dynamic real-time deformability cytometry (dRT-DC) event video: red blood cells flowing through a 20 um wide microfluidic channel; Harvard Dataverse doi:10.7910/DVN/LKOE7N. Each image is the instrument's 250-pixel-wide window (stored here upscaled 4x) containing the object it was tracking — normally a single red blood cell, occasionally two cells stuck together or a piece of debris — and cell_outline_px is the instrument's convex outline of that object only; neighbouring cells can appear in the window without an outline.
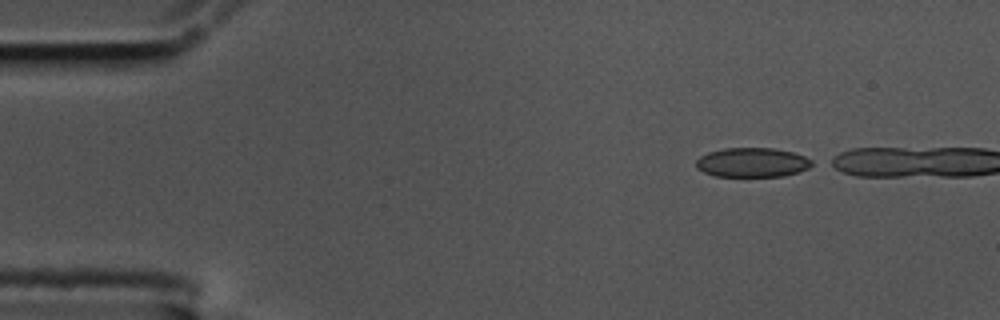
{"species": "common noctule bat (a hibernating species)", "species_latin": "Nyctalus noctula", "temperature_condition": "cold", "stored_images_in_passage": 4, "camera_frame_rate_fps": 3000, "um_per_image_px": 0.085, "animal": {"sex": "male", "body_mass_g": 17.5, "forearm_length_mm": 52.3}, "frame": {"image": 1, "passage_image": 1, "time_ms": 0.0, "image_size_px": [1000, 320], "cell_outline_px": [[816, 164], [808, 168], [784, 176], [716, 176], [704, 172], [696, 168], [696, 160], [700, 156], [708, 152], [724, 148], [772, 148], [792, 152], [804, 156], [812, 160]], "centroid_in_image_um": [63.94, 13.8], "position_along_channel_um": 21.1, "area_um2": 19.83}}